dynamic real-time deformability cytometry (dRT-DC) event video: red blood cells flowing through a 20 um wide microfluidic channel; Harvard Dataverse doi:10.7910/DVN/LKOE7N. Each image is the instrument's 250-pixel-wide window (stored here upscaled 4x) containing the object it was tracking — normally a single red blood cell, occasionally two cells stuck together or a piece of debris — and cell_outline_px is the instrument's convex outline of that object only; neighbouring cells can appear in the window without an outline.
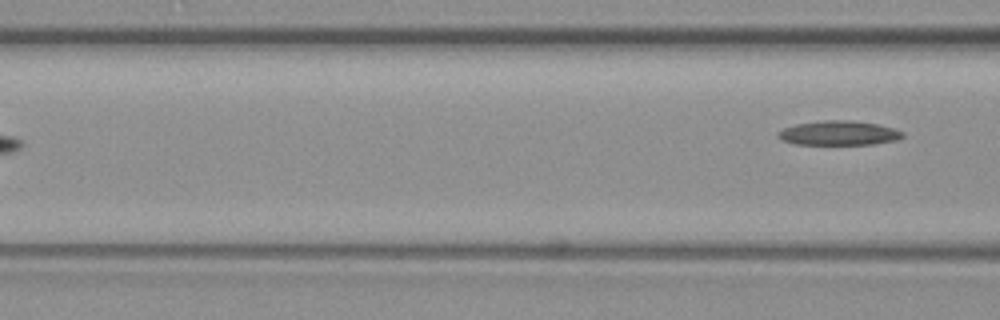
{"species": "common noctule bat (a hibernating species)", "species_latin": "Nyctalus noctula", "temperature_condition": "warm", "stored_images_in_passage": 3, "segment_of_instrument_passage": [2, 2], "camera_frame_rate_fps": 3000, "um_per_image_px": 0.085, "animal": {"sex": "female", "body_mass_g": 19.3, "forearm_length_mm": 54.1}, "frame": {"image": 1, "passage_image": 3, "time_ms": 0.667, "image_size_px": [1000, 320], "cell_outline_px": [[904, 136], [896, 140], [872, 144], [796, 144], [784, 140], [776, 136], [776, 132], [784, 128], [796, 124], [824, 120], [852, 120], [876, 124], [892, 128], [904, 132]], "centroid_in_image_um": [71.28, 11.3], "position_along_channel_um": 95.3, "area_um2": 17.57}}